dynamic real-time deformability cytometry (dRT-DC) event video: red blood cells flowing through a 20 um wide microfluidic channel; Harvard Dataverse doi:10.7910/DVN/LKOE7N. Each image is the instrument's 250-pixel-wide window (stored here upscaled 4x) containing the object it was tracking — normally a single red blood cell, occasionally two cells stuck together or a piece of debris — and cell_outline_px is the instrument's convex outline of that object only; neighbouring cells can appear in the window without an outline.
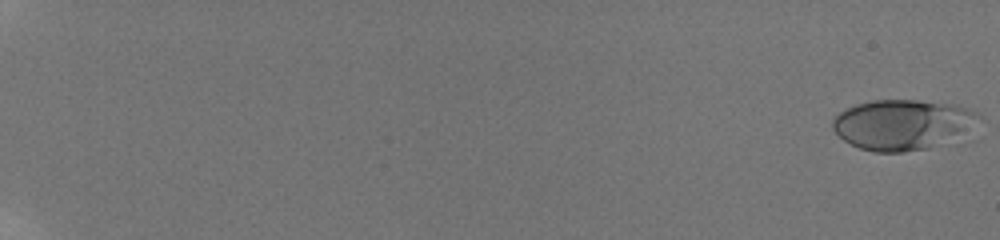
{"species": "human", "species_latin": "Homo sapiens", "temperature_condition": "room temperature", "stored_images_in_passage": 59, "camera_frame_rate_fps": 3000, "um_per_image_px": 0.085, "donor": {"sex": "male"}, "frame": {"image": 1, "passage_image": 1, "time_ms": 0.0, "image_size_px": [1000, 240], "cell_outline_px": [[980, 116], [928, 148], [900, 152], [876, 152], [860, 148], [844, 140], [832, 128], [832, 120], [840, 112], [856, 104], [872, 100], [916, 100], [952, 104], [976, 112]], "centroid_in_image_um": [76.49, 10.56], "position_along_channel_um": 8.5, "area_um2": 40.58}}
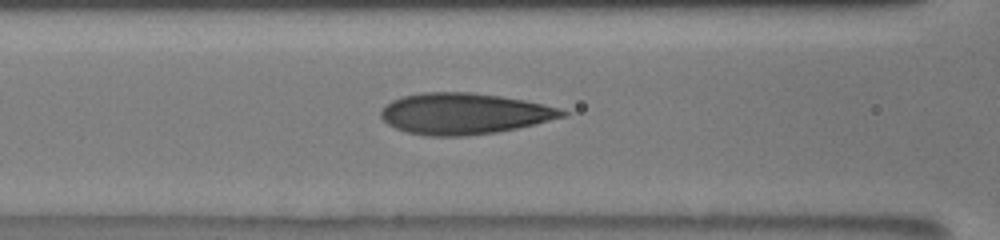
{"frame": {"image": 2, "passage_image": 30, "time_ms": 9.667, "image_size_px": [1000, 240], "cell_outline_px": [[568, 112], [564, 116], [516, 128], [496, 132], [464, 136], [428, 136], [408, 132], [396, 128], [388, 124], [380, 116], [380, 112], [384, 104], [392, 100], [404, 96], [424, 92], [472, 92], [500, 96], [524, 100], [544, 104], [560, 108]], "centroid_in_image_um": [39.41, 9.65], "position_along_channel_um": 127.2, "area_um2": 43.23}}
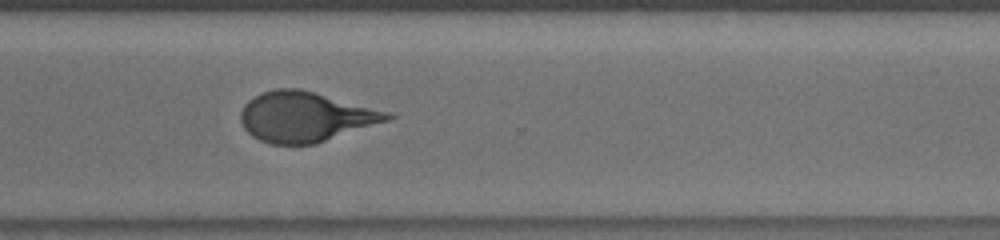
{"frame": {"image": 3, "passage_image": 47, "time_ms": 15.333, "image_size_px": [1000, 240], "cell_outline_px": [[396, 116], [388, 120], [316, 144], [272, 144], [260, 140], [252, 136], [244, 128], [240, 120], [240, 112], [244, 104], [248, 100], [264, 92], [276, 88], [300, 88], [388, 112]], "centroid_in_image_um": [25.91, 9.93], "position_along_channel_um": 344.7, "area_um2": 42.37}, "authors_computed_cell_mechanics": {"area_um2": 41.4426, "velocity_mm_per_s": 3.8455, "shape_relaxation_time_tau1_ms": 4.5385, "shape_relaxation_time_tau2_ms": 0.7807, "deformation_change_tau1": 0.1911, "deformation_change_tau2": 0.0866}}